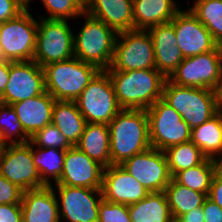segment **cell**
Returning a JSON list of instances; mask_svg holds the SVG:
<instances>
[{"instance_id":"52a82bcc","label":"cell","mask_w":222,"mask_h":222,"mask_svg":"<svg viewBox=\"0 0 222 222\" xmlns=\"http://www.w3.org/2000/svg\"><path fill=\"white\" fill-rule=\"evenodd\" d=\"M28 10L29 7L17 17L0 23V53L3 60H33L38 21Z\"/></svg>"},{"instance_id":"8fae6325","label":"cell","mask_w":222,"mask_h":222,"mask_svg":"<svg viewBox=\"0 0 222 222\" xmlns=\"http://www.w3.org/2000/svg\"><path fill=\"white\" fill-rule=\"evenodd\" d=\"M169 80L179 86L215 90L222 81V58L217 47L213 51L184 58Z\"/></svg>"},{"instance_id":"f6af8a7d","label":"cell","mask_w":222,"mask_h":222,"mask_svg":"<svg viewBox=\"0 0 222 222\" xmlns=\"http://www.w3.org/2000/svg\"><path fill=\"white\" fill-rule=\"evenodd\" d=\"M82 8H85L90 4L91 0H75Z\"/></svg>"},{"instance_id":"d590c367","label":"cell","mask_w":222,"mask_h":222,"mask_svg":"<svg viewBox=\"0 0 222 222\" xmlns=\"http://www.w3.org/2000/svg\"><path fill=\"white\" fill-rule=\"evenodd\" d=\"M99 222H132L128 206L106 201L104 198L99 204Z\"/></svg>"},{"instance_id":"3957f363","label":"cell","mask_w":222,"mask_h":222,"mask_svg":"<svg viewBox=\"0 0 222 222\" xmlns=\"http://www.w3.org/2000/svg\"><path fill=\"white\" fill-rule=\"evenodd\" d=\"M46 91L59 101H75L100 71L75 56L43 67Z\"/></svg>"},{"instance_id":"c3c4849f","label":"cell","mask_w":222,"mask_h":222,"mask_svg":"<svg viewBox=\"0 0 222 222\" xmlns=\"http://www.w3.org/2000/svg\"><path fill=\"white\" fill-rule=\"evenodd\" d=\"M169 222H183L180 218H178V217H171L170 218V220H169Z\"/></svg>"},{"instance_id":"8d00e7d4","label":"cell","mask_w":222,"mask_h":222,"mask_svg":"<svg viewBox=\"0 0 222 222\" xmlns=\"http://www.w3.org/2000/svg\"><path fill=\"white\" fill-rule=\"evenodd\" d=\"M23 192L0 174V204H21Z\"/></svg>"},{"instance_id":"1f68e13d","label":"cell","mask_w":222,"mask_h":222,"mask_svg":"<svg viewBox=\"0 0 222 222\" xmlns=\"http://www.w3.org/2000/svg\"><path fill=\"white\" fill-rule=\"evenodd\" d=\"M189 9L216 42L222 39V0H195Z\"/></svg>"},{"instance_id":"603a6c76","label":"cell","mask_w":222,"mask_h":222,"mask_svg":"<svg viewBox=\"0 0 222 222\" xmlns=\"http://www.w3.org/2000/svg\"><path fill=\"white\" fill-rule=\"evenodd\" d=\"M179 10L175 0H133L134 30L169 23Z\"/></svg>"},{"instance_id":"d6a6232c","label":"cell","mask_w":222,"mask_h":222,"mask_svg":"<svg viewBox=\"0 0 222 222\" xmlns=\"http://www.w3.org/2000/svg\"><path fill=\"white\" fill-rule=\"evenodd\" d=\"M28 142H30V137L24 132L15 109L12 105L4 103L0 107L1 145L24 144Z\"/></svg>"},{"instance_id":"cb8c5ba5","label":"cell","mask_w":222,"mask_h":222,"mask_svg":"<svg viewBox=\"0 0 222 222\" xmlns=\"http://www.w3.org/2000/svg\"><path fill=\"white\" fill-rule=\"evenodd\" d=\"M75 146L104 168L111 165L110 130L107 124L86 123Z\"/></svg>"},{"instance_id":"5bb4252c","label":"cell","mask_w":222,"mask_h":222,"mask_svg":"<svg viewBox=\"0 0 222 222\" xmlns=\"http://www.w3.org/2000/svg\"><path fill=\"white\" fill-rule=\"evenodd\" d=\"M121 166L148 192H162L172 179L164 151L150 147L135 154Z\"/></svg>"},{"instance_id":"83f0119b","label":"cell","mask_w":222,"mask_h":222,"mask_svg":"<svg viewBox=\"0 0 222 222\" xmlns=\"http://www.w3.org/2000/svg\"><path fill=\"white\" fill-rule=\"evenodd\" d=\"M164 192L171 215L178 218L192 209L202 206L207 197L204 193L180 185L173 178L166 186Z\"/></svg>"},{"instance_id":"d4e9b609","label":"cell","mask_w":222,"mask_h":222,"mask_svg":"<svg viewBox=\"0 0 222 222\" xmlns=\"http://www.w3.org/2000/svg\"><path fill=\"white\" fill-rule=\"evenodd\" d=\"M52 123L59 128L67 141L75 146L84 132L86 120L75 101L56 100L53 107Z\"/></svg>"},{"instance_id":"e0dca14e","label":"cell","mask_w":222,"mask_h":222,"mask_svg":"<svg viewBox=\"0 0 222 222\" xmlns=\"http://www.w3.org/2000/svg\"><path fill=\"white\" fill-rule=\"evenodd\" d=\"M104 167L76 146L66 150L60 180L55 184L101 189Z\"/></svg>"},{"instance_id":"7a4b0ae2","label":"cell","mask_w":222,"mask_h":222,"mask_svg":"<svg viewBox=\"0 0 222 222\" xmlns=\"http://www.w3.org/2000/svg\"><path fill=\"white\" fill-rule=\"evenodd\" d=\"M106 71L122 109L147 110L162 98L166 78L156 69L115 71L109 67Z\"/></svg>"},{"instance_id":"d6986e66","label":"cell","mask_w":222,"mask_h":222,"mask_svg":"<svg viewBox=\"0 0 222 222\" xmlns=\"http://www.w3.org/2000/svg\"><path fill=\"white\" fill-rule=\"evenodd\" d=\"M147 31L153 42L156 70L169 79L184 59L177 46L174 26L169 22L153 26Z\"/></svg>"},{"instance_id":"f35d334b","label":"cell","mask_w":222,"mask_h":222,"mask_svg":"<svg viewBox=\"0 0 222 222\" xmlns=\"http://www.w3.org/2000/svg\"><path fill=\"white\" fill-rule=\"evenodd\" d=\"M0 222H22L21 204H0Z\"/></svg>"},{"instance_id":"4316f807","label":"cell","mask_w":222,"mask_h":222,"mask_svg":"<svg viewBox=\"0 0 222 222\" xmlns=\"http://www.w3.org/2000/svg\"><path fill=\"white\" fill-rule=\"evenodd\" d=\"M132 222H169L172 217L164 191L150 192L144 199L128 206Z\"/></svg>"},{"instance_id":"7402d4cb","label":"cell","mask_w":222,"mask_h":222,"mask_svg":"<svg viewBox=\"0 0 222 222\" xmlns=\"http://www.w3.org/2000/svg\"><path fill=\"white\" fill-rule=\"evenodd\" d=\"M85 13L117 33L134 30L133 0H91Z\"/></svg>"},{"instance_id":"9a60e30c","label":"cell","mask_w":222,"mask_h":222,"mask_svg":"<svg viewBox=\"0 0 222 222\" xmlns=\"http://www.w3.org/2000/svg\"><path fill=\"white\" fill-rule=\"evenodd\" d=\"M46 92L44 69L34 60L10 61L9 80L2 94L5 104L27 100Z\"/></svg>"},{"instance_id":"f907efd6","label":"cell","mask_w":222,"mask_h":222,"mask_svg":"<svg viewBox=\"0 0 222 222\" xmlns=\"http://www.w3.org/2000/svg\"><path fill=\"white\" fill-rule=\"evenodd\" d=\"M4 104L3 99H2V95L0 94V107Z\"/></svg>"},{"instance_id":"60d3db41","label":"cell","mask_w":222,"mask_h":222,"mask_svg":"<svg viewBox=\"0 0 222 222\" xmlns=\"http://www.w3.org/2000/svg\"><path fill=\"white\" fill-rule=\"evenodd\" d=\"M208 197L222 208V174L218 170L212 178Z\"/></svg>"},{"instance_id":"9c48e42d","label":"cell","mask_w":222,"mask_h":222,"mask_svg":"<svg viewBox=\"0 0 222 222\" xmlns=\"http://www.w3.org/2000/svg\"><path fill=\"white\" fill-rule=\"evenodd\" d=\"M149 138L153 148H167L191 140V128L181 115L162 98L147 110Z\"/></svg>"},{"instance_id":"7bdbcfd3","label":"cell","mask_w":222,"mask_h":222,"mask_svg":"<svg viewBox=\"0 0 222 222\" xmlns=\"http://www.w3.org/2000/svg\"><path fill=\"white\" fill-rule=\"evenodd\" d=\"M183 222H204L202 206L192 209L190 212L179 217Z\"/></svg>"},{"instance_id":"bcb514c9","label":"cell","mask_w":222,"mask_h":222,"mask_svg":"<svg viewBox=\"0 0 222 222\" xmlns=\"http://www.w3.org/2000/svg\"><path fill=\"white\" fill-rule=\"evenodd\" d=\"M217 170L222 174V157L217 158Z\"/></svg>"},{"instance_id":"ffe728a7","label":"cell","mask_w":222,"mask_h":222,"mask_svg":"<svg viewBox=\"0 0 222 222\" xmlns=\"http://www.w3.org/2000/svg\"><path fill=\"white\" fill-rule=\"evenodd\" d=\"M54 190L52 184L24 191L21 201L22 222H60Z\"/></svg>"},{"instance_id":"ac0fdd59","label":"cell","mask_w":222,"mask_h":222,"mask_svg":"<svg viewBox=\"0 0 222 222\" xmlns=\"http://www.w3.org/2000/svg\"><path fill=\"white\" fill-rule=\"evenodd\" d=\"M101 190L106 201L127 206L139 202L150 193L121 165L104 168Z\"/></svg>"},{"instance_id":"30bf717a","label":"cell","mask_w":222,"mask_h":222,"mask_svg":"<svg viewBox=\"0 0 222 222\" xmlns=\"http://www.w3.org/2000/svg\"><path fill=\"white\" fill-rule=\"evenodd\" d=\"M110 67L115 71L156 69L153 42L148 31L118 33Z\"/></svg>"},{"instance_id":"836d02e7","label":"cell","mask_w":222,"mask_h":222,"mask_svg":"<svg viewBox=\"0 0 222 222\" xmlns=\"http://www.w3.org/2000/svg\"><path fill=\"white\" fill-rule=\"evenodd\" d=\"M30 143L32 146L40 148H56L67 150L72 145L63 136L58 127L53 123L46 125L43 129L37 131L31 138Z\"/></svg>"},{"instance_id":"b9f144b4","label":"cell","mask_w":222,"mask_h":222,"mask_svg":"<svg viewBox=\"0 0 222 222\" xmlns=\"http://www.w3.org/2000/svg\"><path fill=\"white\" fill-rule=\"evenodd\" d=\"M9 72H10V61L1 60L0 61V94L4 93L6 85L9 80Z\"/></svg>"},{"instance_id":"f1b7e54d","label":"cell","mask_w":222,"mask_h":222,"mask_svg":"<svg viewBox=\"0 0 222 222\" xmlns=\"http://www.w3.org/2000/svg\"><path fill=\"white\" fill-rule=\"evenodd\" d=\"M66 150L56 148H40L32 146V155L35 167L40 175L41 181L46 186H51V178L57 183L60 180L64 167V156ZM50 176V177H49Z\"/></svg>"},{"instance_id":"e575fe53","label":"cell","mask_w":222,"mask_h":222,"mask_svg":"<svg viewBox=\"0 0 222 222\" xmlns=\"http://www.w3.org/2000/svg\"><path fill=\"white\" fill-rule=\"evenodd\" d=\"M48 11L46 19L69 20V18L82 17L85 10L75 0H42Z\"/></svg>"},{"instance_id":"484cf974","label":"cell","mask_w":222,"mask_h":222,"mask_svg":"<svg viewBox=\"0 0 222 222\" xmlns=\"http://www.w3.org/2000/svg\"><path fill=\"white\" fill-rule=\"evenodd\" d=\"M207 157L222 156V115L216 113L200 126L191 129V140Z\"/></svg>"},{"instance_id":"681fc988","label":"cell","mask_w":222,"mask_h":222,"mask_svg":"<svg viewBox=\"0 0 222 222\" xmlns=\"http://www.w3.org/2000/svg\"><path fill=\"white\" fill-rule=\"evenodd\" d=\"M20 1L23 2L27 7H29L30 1L32 0H20Z\"/></svg>"},{"instance_id":"4dcf8cb0","label":"cell","mask_w":222,"mask_h":222,"mask_svg":"<svg viewBox=\"0 0 222 222\" xmlns=\"http://www.w3.org/2000/svg\"><path fill=\"white\" fill-rule=\"evenodd\" d=\"M164 152L172 178L178 172L195 167L207 158L191 141L171 146Z\"/></svg>"},{"instance_id":"ba28073f","label":"cell","mask_w":222,"mask_h":222,"mask_svg":"<svg viewBox=\"0 0 222 222\" xmlns=\"http://www.w3.org/2000/svg\"><path fill=\"white\" fill-rule=\"evenodd\" d=\"M33 60L42 68L74 56V34L67 20L41 18Z\"/></svg>"},{"instance_id":"4fadbf2b","label":"cell","mask_w":222,"mask_h":222,"mask_svg":"<svg viewBox=\"0 0 222 222\" xmlns=\"http://www.w3.org/2000/svg\"><path fill=\"white\" fill-rule=\"evenodd\" d=\"M59 218L68 222H99L102 190L55 184Z\"/></svg>"},{"instance_id":"7dc6e473","label":"cell","mask_w":222,"mask_h":222,"mask_svg":"<svg viewBox=\"0 0 222 222\" xmlns=\"http://www.w3.org/2000/svg\"><path fill=\"white\" fill-rule=\"evenodd\" d=\"M217 49H218V52H219V55L221 56L222 58V39H220L218 42H217Z\"/></svg>"},{"instance_id":"f546056e","label":"cell","mask_w":222,"mask_h":222,"mask_svg":"<svg viewBox=\"0 0 222 222\" xmlns=\"http://www.w3.org/2000/svg\"><path fill=\"white\" fill-rule=\"evenodd\" d=\"M217 171V161L206 158L201 164L178 172L173 179L182 186L209 195L212 178Z\"/></svg>"},{"instance_id":"7c38bea8","label":"cell","mask_w":222,"mask_h":222,"mask_svg":"<svg viewBox=\"0 0 222 222\" xmlns=\"http://www.w3.org/2000/svg\"><path fill=\"white\" fill-rule=\"evenodd\" d=\"M0 174L23 191L46 186L35 167L30 142L1 146Z\"/></svg>"},{"instance_id":"6da1fadb","label":"cell","mask_w":222,"mask_h":222,"mask_svg":"<svg viewBox=\"0 0 222 222\" xmlns=\"http://www.w3.org/2000/svg\"><path fill=\"white\" fill-rule=\"evenodd\" d=\"M111 165H121L151 146L145 109H122L108 124Z\"/></svg>"},{"instance_id":"8992f818","label":"cell","mask_w":222,"mask_h":222,"mask_svg":"<svg viewBox=\"0 0 222 222\" xmlns=\"http://www.w3.org/2000/svg\"><path fill=\"white\" fill-rule=\"evenodd\" d=\"M75 103L86 123L109 124L122 110L112 80L106 70H100L81 92Z\"/></svg>"},{"instance_id":"277c9868","label":"cell","mask_w":222,"mask_h":222,"mask_svg":"<svg viewBox=\"0 0 222 222\" xmlns=\"http://www.w3.org/2000/svg\"><path fill=\"white\" fill-rule=\"evenodd\" d=\"M83 27L74 36V56L79 60L107 70L112 63L118 33L103 21L87 13Z\"/></svg>"},{"instance_id":"74e56055","label":"cell","mask_w":222,"mask_h":222,"mask_svg":"<svg viewBox=\"0 0 222 222\" xmlns=\"http://www.w3.org/2000/svg\"><path fill=\"white\" fill-rule=\"evenodd\" d=\"M26 8L20 0H0V23L17 17Z\"/></svg>"},{"instance_id":"44dd1931","label":"cell","mask_w":222,"mask_h":222,"mask_svg":"<svg viewBox=\"0 0 222 222\" xmlns=\"http://www.w3.org/2000/svg\"><path fill=\"white\" fill-rule=\"evenodd\" d=\"M55 99L46 91L40 95L12 104L24 132L31 138L52 123Z\"/></svg>"},{"instance_id":"ab89813d","label":"cell","mask_w":222,"mask_h":222,"mask_svg":"<svg viewBox=\"0 0 222 222\" xmlns=\"http://www.w3.org/2000/svg\"><path fill=\"white\" fill-rule=\"evenodd\" d=\"M202 210L204 212V222H222V208L208 196L203 202Z\"/></svg>"},{"instance_id":"5b68a950","label":"cell","mask_w":222,"mask_h":222,"mask_svg":"<svg viewBox=\"0 0 222 222\" xmlns=\"http://www.w3.org/2000/svg\"><path fill=\"white\" fill-rule=\"evenodd\" d=\"M162 99L181 115L191 129L217 113L213 89L179 86L166 79Z\"/></svg>"},{"instance_id":"ee69618b","label":"cell","mask_w":222,"mask_h":222,"mask_svg":"<svg viewBox=\"0 0 222 222\" xmlns=\"http://www.w3.org/2000/svg\"><path fill=\"white\" fill-rule=\"evenodd\" d=\"M215 94H216V110L217 113H220L222 115V81L216 87Z\"/></svg>"},{"instance_id":"2e32d148","label":"cell","mask_w":222,"mask_h":222,"mask_svg":"<svg viewBox=\"0 0 222 222\" xmlns=\"http://www.w3.org/2000/svg\"><path fill=\"white\" fill-rule=\"evenodd\" d=\"M170 23L174 26L177 46L184 58L207 53L216 48L217 42L190 9H180Z\"/></svg>"}]
</instances>
